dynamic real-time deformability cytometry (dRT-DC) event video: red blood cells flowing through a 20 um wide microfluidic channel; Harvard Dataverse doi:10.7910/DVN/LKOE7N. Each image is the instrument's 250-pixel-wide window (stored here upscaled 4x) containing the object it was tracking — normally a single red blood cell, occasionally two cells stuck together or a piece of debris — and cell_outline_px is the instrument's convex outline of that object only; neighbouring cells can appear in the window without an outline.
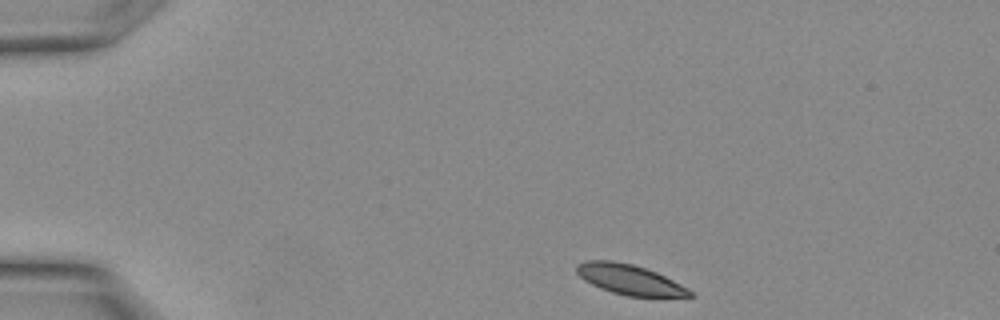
{"species": "Egyptian fruit bat (a non-hibernating species)", "species_latin": "Rousettus aegyptiacus", "temperature_condition": "warm", "stored_images_in_passage": 27, "camera_frame_rate_fps": 3000, "um_per_image_px": 0.085, "animal": {"sex": "female"}, "frame": {"image": 1, "passage_image": 1, "time_ms": 0.0, "image_size_px": [1000, 320], "cell_outline_px": [[696, 296], [628, 296], [612, 292], [600, 288], [584, 280], [576, 272], [576, 264], [588, 260], [612, 260], [632, 264], [656, 272], [688, 288]], "centroid_in_image_um": [53.48, 23.75], "position_along_channel_um": 31.5, "area_um2": 19.59}}
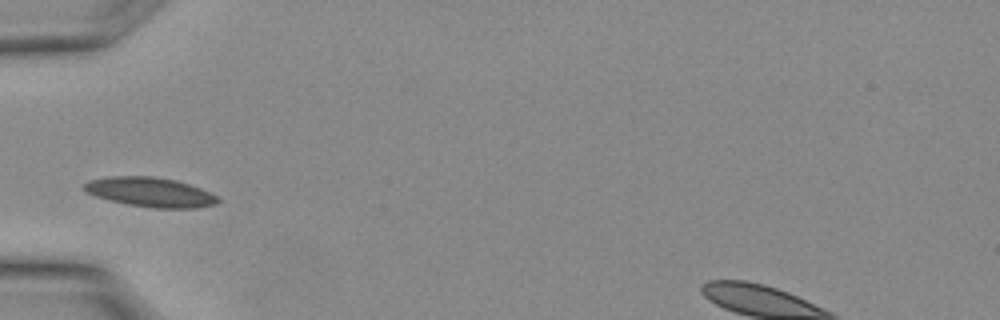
{"frame": {"image": 2, "passage_image": 6, "time_ms": 1.667, "image_size_px": [1000, 320], "cell_outline_px": [[220, 200], [216, 204], [192, 208], [156, 208], [128, 204], [96, 196], [84, 192], [80, 188], [88, 180], [108, 176], [156, 176], [176, 180], [200, 188], [216, 196]], "centroid_in_image_um": [12.72, 16.31], "position_along_channel_um": 72.3, "area_um2": 22.95}}
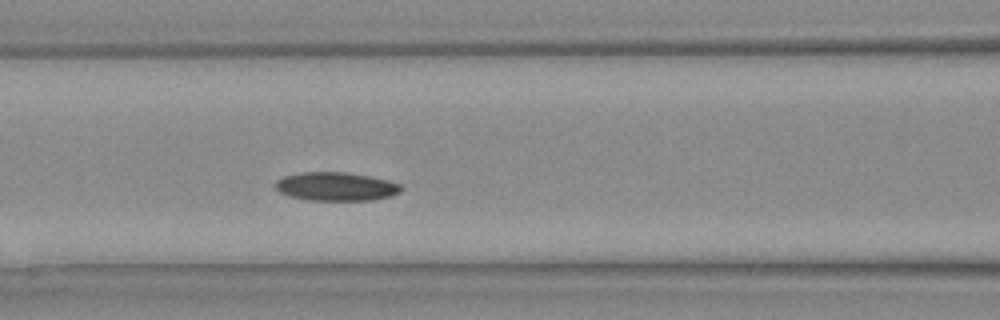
{"frame": {"image": 3, "passage_image": 9, "time_ms": 2.667, "image_size_px": [1000, 320], "cell_outline_px": [[404, 188], [400, 192], [392, 196], [372, 200], [312, 200], [292, 196], [280, 192], [276, 188], [276, 180], [284, 176], [300, 172], [344, 172], [368, 176], [388, 180], [400, 184]], "centroid_in_image_um": [28.6, 15.85], "position_along_channel_um": 138.0, "area_um2": 20.81}}